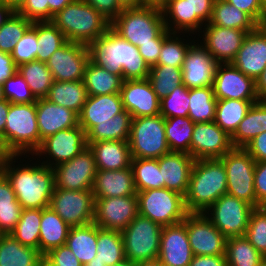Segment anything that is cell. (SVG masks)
Returning <instances> with one entry per match:
<instances>
[{
    "label": "cell",
    "instance_id": "6da1fadb",
    "mask_svg": "<svg viewBox=\"0 0 266 266\" xmlns=\"http://www.w3.org/2000/svg\"><path fill=\"white\" fill-rule=\"evenodd\" d=\"M0 171L10 181L22 209L49 207L55 190L53 168L42 164L33 155H13Z\"/></svg>",
    "mask_w": 266,
    "mask_h": 266
},
{
    "label": "cell",
    "instance_id": "7a4b0ae2",
    "mask_svg": "<svg viewBox=\"0 0 266 266\" xmlns=\"http://www.w3.org/2000/svg\"><path fill=\"white\" fill-rule=\"evenodd\" d=\"M90 60L120 75L123 80L147 79L150 67L138 47L124 40L112 28L88 45Z\"/></svg>",
    "mask_w": 266,
    "mask_h": 266
},
{
    "label": "cell",
    "instance_id": "3957f363",
    "mask_svg": "<svg viewBox=\"0 0 266 266\" xmlns=\"http://www.w3.org/2000/svg\"><path fill=\"white\" fill-rule=\"evenodd\" d=\"M227 194V174L220 159L195 160L184 204L188 213H203Z\"/></svg>",
    "mask_w": 266,
    "mask_h": 266
},
{
    "label": "cell",
    "instance_id": "277c9868",
    "mask_svg": "<svg viewBox=\"0 0 266 266\" xmlns=\"http://www.w3.org/2000/svg\"><path fill=\"white\" fill-rule=\"evenodd\" d=\"M51 22L67 41L89 45L111 28V21L85 0H74L58 11Z\"/></svg>",
    "mask_w": 266,
    "mask_h": 266
},
{
    "label": "cell",
    "instance_id": "5b68a950",
    "mask_svg": "<svg viewBox=\"0 0 266 266\" xmlns=\"http://www.w3.org/2000/svg\"><path fill=\"white\" fill-rule=\"evenodd\" d=\"M111 28L136 47L153 43L166 29L162 9L152 6L124 7Z\"/></svg>",
    "mask_w": 266,
    "mask_h": 266
},
{
    "label": "cell",
    "instance_id": "8992f818",
    "mask_svg": "<svg viewBox=\"0 0 266 266\" xmlns=\"http://www.w3.org/2000/svg\"><path fill=\"white\" fill-rule=\"evenodd\" d=\"M3 139L13 155H33L40 146L36 102L10 103Z\"/></svg>",
    "mask_w": 266,
    "mask_h": 266
},
{
    "label": "cell",
    "instance_id": "52a82bcc",
    "mask_svg": "<svg viewBox=\"0 0 266 266\" xmlns=\"http://www.w3.org/2000/svg\"><path fill=\"white\" fill-rule=\"evenodd\" d=\"M129 148L132 158L158 159L170 153L163 116H146L131 120Z\"/></svg>",
    "mask_w": 266,
    "mask_h": 266
},
{
    "label": "cell",
    "instance_id": "ba28073f",
    "mask_svg": "<svg viewBox=\"0 0 266 266\" xmlns=\"http://www.w3.org/2000/svg\"><path fill=\"white\" fill-rule=\"evenodd\" d=\"M162 226L138 214L121 231L125 257L134 263L158 259Z\"/></svg>",
    "mask_w": 266,
    "mask_h": 266
},
{
    "label": "cell",
    "instance_id": "9c48e42d",
    "mask_svg": "<svg viewBox=\"0 0 266 266\" xmlns=\"http://www.w3.org/2000/svg\"><path fill=\"white\" fill-rule=\"evenodd\" d=\"M215 0H167L162 14L165 28L171 33L197 35L212 15Z\"/></svg>",
    "mask_w": 266,
    "mask_h": 266
},
{
    "label": "cell",
    "instance_id": "30bf717a",
    "mask_svg": "<svg viewBox=\"0 0 266 266\" xmlns=\"http://www.w3.org/2000/svg\"><path fill=\"white\" fill-rule=\"evenodd\" d=\"M139 214L162 227L181 223L188 214L184 196L167 188L137 192Z\"/></svg>",
    "mask_w": 266,
    "mask_h": 266
},
{
    "label": "cell",
    "instance_id": "8fae6325",
    "mask_svg": "<svg viewBox=\"0 0 266 266\" xmlns=\"http://www.w3.org/2000/svg\"><path fill=\"white\" fill-rule=\"evenodd\" d=\"M227 174V194L244 200L253 207H262L254 188V158L244 148H233L220 158Z\"/></svg>",
    "mask_w": 266,
    "mask_h": 266
},
{
    "label": "cell",
    "instance_id": "7c38bea8",
    "mask_svg": "<svg viewBox=\"0 0 266 266\" xmlns=\"http://www.w3.org/2000/svg\"><path fill=\"white\" fill-rule=\"evenodd\" d=\"M255 207L229 194L222 195L204 215L228 239L244 236Z\"/></svg>",
    "mask_w": 266,
    "mask_h": 266
},
{
    "label": "cell",
    "instance_id": "4fadbf2b",
    "mask_svg": "<svg viewBox=\"0 0 266 266\" xmlns=\"http://www.w3.org/2000/svg\"><path fill=\"white\" fill-rule=\"evenodd\" d=\"M87 145L86 133L78 125L60 130L42 140L33 156L42 164L53 168L67 162L83 151ZM43 158V159H42Z\"/></svg>",
    "mask_w": 266,
    "mask_h": 266
},
{
    "label": "cell",
    "instance_id": "5bb4252c",
    "mask_svg": "<svg viewBox=\"0 0 266 266\" xmlns=\"http://www.w3.org/2000/svg\"><path fill=\"white\" fill-rule=\"evenodd\" d=\"M49 207L70 227L94 221L95 199L92 190L55 189Z\"/></svg>",
    "mask_w": 266,
    "mask_h": 266
},
{
    "label": "cell",
    "instance_id": "9a60e30c",
    "mask_svg": "<svg viewBox=\"0 0 266 266\" xmlns=\"http://www.w3.org/2000/svg\"><path fill=\"white\" fill-rule=\"evenodd\" d=\"M55 189L92 190L97 168L95 158L86 147L71 160L53 167Z\"/></svg>",
    "mask_w": 266,
    "mask_h": 266
},
{
    "label": "cell",
    "instance_id": "2e32d148",
    "mask_svg": "<svg viewBox=\"0 0 266 266\" xmlns=\"http://www.w3.org/2000/svg\"><path fill=\"white\" fill-rule=\"evenodd\" d=\"M90 60L87 45L67 41L46 61L54 81H78L84 79Z\"/></svg>",
    "mask_w": 266,
    "mask_h": 266
},
{
    "label": "cell",
    "instance_id": "e0dca14e",
    "mask_svg": "<svg viewBox=\"0 0 266 266\" xmlns=\"http://www.w3.org/2000/svg\"><path fill=\"white\" fill-rule=\"evenodd\" d=\"M182 222L194 255H225L227 238L203 213H188Z\"/></svg>",
    "mask_w": 266,
    "mask_h": 266
},
{
    "label": "cell",
    "instance_id": "ac0fdd59",
    "mask_svg": "<svg viewBox=\"0 0 266 266\" xmlns=\"http://www.w3.org/2000/svg\"><path fill=\"white\" fill-rule=\"evenodd\" d=\"M139 214L135 196L95 198L94 223L102 229L124 230Z\"/></svg>",
    "mask_w": 266,
    "mask_h": 266
},
{
    "label": "cell",
    "instance_id": "d6986e66",
    "mask_svg": "<svg viewBox=\"0 0 266 266\" xmlns=\"http://www.w3.org/2000/svg\"><path fill=\"white\" fill-rule=\"evenodd\" d=\"M246 34L244 30L204 25L196 38L218 64H227L234 60Z\"/></svg>",
    "mask_w": 266,
    "mask_h": 266
},
{
    "label": "cell",
    "instance_id": "ffe728a7",
    "mask_svg": "<svg viewBox=\"0 0 266 266\" xmlns=\"http://www.w3.org/2000/svg\"><path fill=\"white\" fill-rule=\"evenodd\" d=\"M233 148L231 136L215 122L195 123L190 145L195 160L220 159Z\"/></svg>",
    "mask_w": 266,
    "mask_h": 266
},
{
    "label": "cell",
    "instance_id": "44dd1931",
    "mask_svg": "<svg viewBox=\"0 0 266 266\" xmlns=\"http://www.w3.org/2000/svg\"><path fill=\"white\" fill-rule=\"evenodd\" d=\"M213 89L216 99L260 100L255 80L231 63L217 64Z\"/></svg>",
    "mask_w": 266,
    "mask_h": 266
},
{
    "label": "cell",
    "instance_id": "7402d4cb",
    "mask_svg": "<svg viewBox=\"0 0 266 266\" xmlns=\"http://www.w3.org/2000/svg\"><path fill=\"white\" fill-rule=\"evenodd\" d=\"M216 60L196 40L190 47L182 65V83L188 89L213 86Z\"/></svg>",
    "mask_w": 266,
    "mask_h": 266
},
{
    "label": "cell",
    "instance_id": "603a6c76",
    "mask_svg": "<svg viewBox=\"0 0 266 266\" xmlns=\"http://www.w3.org/2000/svg\"><path fill=\"white\" fill-rule=\"evenodd\" d=\"M120 94L132 119L160 114V99L148 79L123 80Z\"/></svg>",
    "mask_w": 266,
    "mask_h": 266
},
{
    "label": "cell",
    "instance_id": "cb8c5ba5",
    "mask_svg": "<svg viewBox=\"0 0 266 266\" xmlns=\"http://www.w3.org/2000/svg\"><path fill=\"white\" fill-rule=\"evenodd\" d=\"M231 64L256 81L266 68V29L263 26L246 34Z\"/></svg>",
    "mask_w": 266,
    "mask_h": 266
},
{
    "label": "cell",
    "instance_id": "d4e9b609",
    "mask_svg": "<svg viewBox=\"0 0 266 266\" xmlns=\"http://www.w3.org/2000/svg\"><path fill=\"white\" fill-rule=\"evenodd\" d=\"M192 252L183 222L162 228L158 260L166 266H188Z\"/></svg>",
    "mask_w": 266,
    "mask_h": 266
},
{
    "label": "cell",
    "instance_id": "484cf974",
    "mask_svg": "<svg viewBox=\"0 0 266 266\" xmlns=\"http://www.w3.org/2000/svg\"><path fill=\"white\" fill-rule=\"evenodd\" d=\"M195 159L184 152H170L158 158L162 175V188L185 196Z\"/></svg>",
    "mask_w": 266,
    "mask_h": 266
},
{
    "label": "cell",
    "instance_id": "4316f807",
    "mask_svg": "<svg viewBox=\"0 0 266 266\" xmlns=\"http://www.w3.org/2000/svg\"><path fill=\"white\" fill-rule=\"evenodd\" d=\"M36 118L40 136L42 140L57 133L60 130L73 128L79 125L77 113L61 105L49 102L45 98L36 100Z\"/></svg>",
    "mask_w": 266,
    "mask_h": 266
},
{
    "label": "cell",
    "instance_id": "83f0119b",
    "mask_svg": "<svg viewBox=\"0 0 266 266\" xmlns=\"http://www.w3.org/2000/svg\"><path fill=\"white\" fill-rule=\"evenodd\" d=\"M124 110L120 93L90 96L82 107L79 125L87 133L93 126L108 122L116 114Z\"/></svg>",
    "mask_w": 266,
    "mask_h": 266
},
{
    "label": "cell",
    "instance_id": "f1b7e54d",
    "mask_svg": "<svg viewBox=\"0 0 266 266\" xmlns=\"http://www.w3.org/2000/svg\"><path fill=\"white\" fill-rule=\"evenodd\" d=\"M92 192L95 198L135 196L137 194L132 168L97 170Z\"/></svg>",
    "mask_w": 266,
    "mask_h": 266
},
{
    "label": "cell",
    "instance_id": "f546056e",
    "mask_svg": "<svg viewBox=\"0 0 266 266\" xmlns=\"http://www.w3.org/2000/svg\"><path fill=\"white\" fill-rule=\"evenodd\" d=\"M92 151L97 170H122L131 167L128 141H98L87 144Z\"/></svg>",
    "mask_w": 266,
    "mask_h": 266
},
{
    "label": "cell",
    "instance_id": "4dcf8cb0",
    "mask_svg": "<svg viewBox=\"0 0 266 266\" xmlns=\"http://www.w3.org/2000/svg\"><path fill=\"white\" fill-rule=\"evenodd\" d=\"M39 250L19 243L10 234H0V266H41Z\"/></svg>",
    "mask_w": 266,
    "mask_h": 266
},
{
    "label": "cell",
    "instance_id": "1f68e13d",
    "mask_svg": "<svg viewBox=\"0 0 266 266\" xmlns=\"http://www.w3.org/2000/svg\"><path fill=\"white\" fill-rule=\"evenodd\" d=\"M70 226L50 207L42 209L39 251L44 256L50 250L66 245Z\"/></svg>",
    "mask_w": 266,
    "mask_h": 266
},
{
    "label": "cell",
    "instance_id": "d6a6232c",
    "mask_svg": "<svg viewBox=\"0 0 266 266\" xmlns=\"http://www.w3.org/2000/svg\"><path fill=\"white\" fill-rule=\"evenodd\" d=\"M87 98L88 93L83 80L53 81L48 95L45 97L49 102L70 109L78 115Z\"/></svg>",
    "mask_w": 266,
    "mask_h": 266
},
{
    "label": "cell",
    "instance_id": "836d02e7",
    "mask_svg": "<svg viewBox=\"0 0 266 266\" xmlns=\"http://www.w3.org/2000/svg\"><path fill=\"white\" fill-rule=\"evenodd\" d=\"M266 131V102H255L231 135L234 148H244L253 138Z\"/></svg>",
    "mask_w": 266,
    "mask_h": 266
},
{
    "label": "cell",
    "instance_id": "e575fe53",
    "mask_svg": "<svg viewBox=\"0 0 266 266\" xmlns=\"http://www.w3.org/2000/svg\"><path fill=\"white\" fill-rule=\"evenodd\" d=\"M98 226L92 222L87 225L70 227L66 245L77 259L85 265L97 253Z\"/></svg>",
    "mask_w": 266,
    "mask_h": 266
},
{
    "label": "cell",
    "instance_id": "d590c367",
    "mask_svg": "<svg viewBox=\"0 0 266 266\" xmlns=\"http://www.w3.org/2000/svg\"><path fill=\"white\" fill-rule=\"evenodd\" d=\"M205 25L239 29L247 33L254 31L259 26L247 13L226 0L214 1L211 19Z\"/></svg>",
    "mask_w": 266,
    "mask_h": 266
},
{
    "label": "cell",
    "instance_id": "8d00e7d4",
    "mask_svg": "<svg viewBox=\"0 0 266 266\" xmlns=\"http://www.w3.org/2000/svg\"><path fill=\"white\" fill-rule=\"evenodd\" d=\"M83 81L88 95L99 96L120 93L123 78L89 60Z\"/></svg>",
    "mask_w": 266,
    "mask_h": 266
},
{
    "label": "cell",
    "instance_id": "74e56055",
    "mask_svg": "<svg viewBox=\"0 0 266 266\" xmlns=\"http://www.w3.org/2000/svg\"><path fill=\"white\" fill-rule=\"evenodd\" d=\"M131 114L126 110L110 118L108 122L93 126L86 133L87 144L98 141H128L131 128Z\"/></svg>",
    "mask_w": 266,
    "mask_h": 266
},
{
    "label": "cell",
    "instance_id": "f35d334b",
    "mask_svg": "<svg viewBox=\"0 0 266 266\" xmlns=\"http://www.w3.org/2000/svg\"><path fill=\"white\" fill-rule=\"evenodd\" d=\"M257 101L259 100L217 99L214 122L231 136Z\"/></svg>",
    "mask_w": 266,
    "mask_h": 266
},
{
    "label": "cell",
    "instance_id": "ab89813d",
    "mask_svg": "<svg viewBox=\"0 0 266 266\" xmlns=\"http://www.w3.org/2000/svg\"><path fill=\"white\" fill-rule=\"evenodd\" d=\"M188 117L194 123L214 122L217 99L213 86L189 89Z\"/></svg>",
    "mask_w": 266,
    "mask_h": 266
},
{
    "label": "cell",
    "instance_id": "60d3db41",
    "mask_svg": "<svg viewBox=\"0 0 266 266\" xmlns=\"http://www.w3.org/2000/svg\"><path fill=\"white\" fill-rule=\"evenodd\" d=\"M197 40L189 33H171L162 44L156 65H171L182 68L189 47Z\"/></svg>",
    "mask_w": 266,
    "mask_h": 266
},
{
    "label": "cell",
    "instance_id": "b9f144b4",
    "mask_svg": "<svg viewBox=\"0 0 266 266\" xmlns=\"http://www.w3.org/2000/svg\"><path fill=\"white\" fill-rule=\"evenodd\" d=\"M194 125L189 117L165 118L166 141L171 152H184L190 155Z\"/></svg>",
    "mask_w": 266,
    "mask_h": 266
},
{
    "label": "cell",
    "instance_id": "7bdbcfd3",
    "mask_svg": "<svg viewBox=\"0 0 266 266\" xmlns=\"http://www.w3.org/2000/svg\"><path fill=\"white\" fill-rule=\"evenodd\" d=\"M17 71L27 82L36 99L45 98L48 95L54 80L45 62L38 60L27 62L19 65Z\"/></svg>",
    "mask_w": 266,
    "mask_h": 266
},
{
    "label": "cell",
    "instance_id": "ee69618b",
    "mask_svg": "<svg viewBox=\"0 0 266 266\" xmlns=\"http://www.w3.org/2000/svg\"><path fill=\"white\" fill-rule=\"evenodd\" d=\"M126 259L121 231L102 229L98 226L95 260L112 266Z\"/></svg>",
    "mask_w": 266,
    "mask_h": 266
},
{
    "label": "cell",
    "instance_id": "f6af8a7d",
    "mask_svg": "<svg viewBox=\"0 0 266 266\" xmlns=\"http://www.w3.org/2000/svg\"><path fill=\"white\" fill-rule=\"evenodd\" d=\"M42 209H22L20 220L10 232L19 243L39 250Z\"/></svg>",
    "mask_w": 266,
    "mask_h": 266
},
{
    "label": "cell",
    "instance_id": "bcb514c9",
    "mask_svg": "<svg viewBox=\"0 0 266 266\" xmlns=\"http://www.w3.org/2000/svg\"><path fill=\"white\" fill-rule=\"evenodd\" d=\"M225 257L228 266H259L265 258L244 236L226 240Z\"/></svg>",
    "mask_w": 266,
    "mask_h": 266
},
{
    "label": "cell",
    "instance_id": "7dc6e473",
    "mask_svg": "<svg viewBox=\"0 0 266 266\" xmlns=\"http://www.w3.org/2000/svg\"><path fill=\"white\" fill-rule=\"evenodd\" d=\"M37 56L36 60L45 62L66 42L64 34L51 21H36Z\"/></svg>",
    "mask_w": 266,
    "mask_h": 266
},
{
    "label": "cell",
    "instance_id": "c3c4849f",
    "mask_svg": "<svg viewBox=\"0 0 266 266\" xmlns=\"http://www.w3.org/2000/svg\"><path fill=\"white\" fill-rule=\"evenodd\" d=\"M131 168L136 192L162 188L158 159L132 158Z\"/></svg>",
    "mask_w": 266,
    "mask_h": 266
},
{
    "label": "cell",
    "instance_id": "681fc988",
    "mask_svg": "<svg viewBox=\"0 0 266 266\" xmlns=\"http://www.w3.org/2000/svg\"><path fill=\"white\" fill-rule=\"evenodd\" d=\"M153 91L161 100L182 85V69L171 65H153L147 78Z\"/></svg>",
    "mask_w": 266,
    "mask_h": 266
},
{
    "label": "cell",
    "instance_id": "f907efd6",
    "mask_svg": "<svg viewBox=\"0 0 266 266\" xmlns=\"http://www.w3.org/2000/svg\"><path fill=\"white\" fill-rule=\"evenodd\" d=\"M32 21L14 11L0 26V51L11 54Z\"/></svg>",
    "mask_w": 266,
    "mask_h": 266
},
{
    "label": "cell",
    "instance_id": "816d5d0a",
    "mask_svg": "<svg viewBox=\"0 0 266 266\" xmlns=\"http://www.w3.org/2000/svg\"><path fill=\"white\" fill-rule=\"evenodd\" d=\"M189 101V89L182 84L160 100V115L164 118L188 117Z\"/></svg>",
    "mask_w": 266,
    "mask_h": 266
},
{
    "label": "cell",
    "instance_id": "f5cc1de1",
    "mask_svg": "<svg viewBox=\"0 0 266 266\" xmlns=\"http://www.w3.org/2000/svg\"><path fill=\"white\" fill-rule=\"evenodd\" d=\"M244 237L266 258V209L254 208Z\"/></svg>",
    "mask_w": 266,
    "mask_h": 266
},
{
    "label": "cell",
    "instance_id": "db71d44e",
    "mask_svg": "<svg viewBox=\"0 0 266 266\" xmlns=\"http://www.w3.org/2000/svg\"><path fill=\"white\" fill-rule=\"evenodd\" d=\"M37 33L36 21L26 30L22 38L17 42L13 52L11 53L15 65L36 60L37 56Z\"/></svg>",
    "mask_w": 266,
    "mask_h": 266
},
{
    "label": "cell",
    "instance_id": "11a10c76",
    "mask_svg": "<svg viewBox=\"0 0 266 266\" xmlns=\"http://www.w3.org/2000/svg\"><path fill=\"white\" fill-rule=\"evenodd\" d=\"M3 95L10 103H33L37 100L18 71L4 82Z\"/></svg>",
    "mask_w": 266,
    "mask_h": 266
},
{
    "label": "cell",
    "instance_id": "9f6ffc18",
    "mask_svg": "<svg viewBox=\"0 0 266 266\" xmlns=\"http://www.w3.org/2000/svg\"><path fill=\"white\" fill-rule=\"evenodd\" d=\"M48 0H26L16 11L21 16L35 21H49Z\"/></svg>",
    "mask_w": 266,
    "mask_h": 266
},
{
    "label": "cell",
    "instance_id": "6f0895ef",
    "mask_svg": "<svg viewBox=\"0 0 266 266\" xmlns=\"http://www.w3.org/2000/svg\"><path fill=\"white\" fill-rule=\"evenodd\" d=\"M43 258L51 266H83L67 245L50 250Z\"/></svg>",
    "mask_w": 266,
    "mask_h": 266
},
{
    "label": "cell",
    "instance_id": "680465c9",
    "mask_svg": "<svg viewBox=\"0 0 266 266\" xmlns=\"http://www.w3.org/2000/svg\"><path fill=\"white\" fill-rule=\"evenodd\" d=\"M170 34L171 32L168 29H165L156 39H153V43H147L138 46L140 55L143 57L149 67L157 64L163 41Z\"/></svg>",
    "mask_w": 266,
    "mask_h": 266
},
{
    "label": "cell",
    "instance_id": "91938a15",
    "mask_svg": "<svg viewBox=\"0 0 266 266\" xmlns=\"http://www.w3.org/2000/svg\"><path fill=\"white\" fill-rule=\"evenodd\" d=\"M231 5L247 13L259 26H262L265 16L262 14L261 0H226Z\"/></svg>",
    "mask_w": 266,
    "mask_h": 266
},
{
    "label": "cell",
    "instance_id": "94428289",
    "mask_svg": "<svg viewBox=\"0 0 266 266\" xmlns=\"http://www.w3.org/2000/svg\"><path fill=\"white\" fill-rule=\"evenodd\" d=\"M254 188L257 202L266 204V161L255 162Z\"/></svg>",
    "mask_w": 266,
    "mask_h": 266
},
{
    "label": "cell",
    "instance_id": "6125c7cd",
    "mask_svg": "<svg viewBox=\"0 0 266 266\" xmlns=\"http://www.w3.org/2000/svg\"><path fill=\"white\" fill-rule=\"evenodd\" d=\"M5 208H22L16 199L10 181L0 171V209Z\"/></svg>",
    "mask_w": 266,
    "mask_h": 266
},
{
    "label": "cell",
    "instance_id": "be15d7a7",
    "mask_svg": "<svg viewBox=\"0 0 266 266\" xmlns=\"http://www.w3.org/2000/svg\"><path fill=\"white\" fill-rule=\"evenodd\" d=\"M111 22L122 12L124 7L118 0H85Z\"/></svg>",
    "mask_w": 266,
    "mask_h": 266
},
{
    "label": "cell",
    "instance_id": "e7e4bbea",
    "mask_svg": "<svg viewBox=\"0 0 266 266\" xmlns=\"http://www.w3.org/2000/svg\"><path fill=\"white\" fill-rule=\"evenodd\" d=\"M22 208L0 209V234H10L20 220Z\"/></svg>",
    "mask_w": 266,
    "mask_h": 266
},
{
    "label": "cell",
    "instance_id": "03108f58",
    "mask_svg": "<svg viewBox=\"0 0 266 266\" xmlns=\"http://www.w3.org/2000/svg\"><path fill=\"white\" fill-rule=\"evenodd\" d=\"M244 149L256 162L266 161V131L253 138Z\"/></svg>",
    "mask_w": 266,
    "mask_h": 266
},
{
    "label": "cell",
    "instance_id": "003e7915",
    "mask_svg": "<svg viewBox=\"0 0 266 266\" xmlns=\"http://www.w3.org/2000/svg\"><path fill=\"white\" fill-rule=\"evenodd\" d=\"M17 72V66L15 65L11 54L0 51V84L13 76Z\"/></svg>",
    "mask_w": 266,
    "mask_h": 266
},
{
    "label": "cell",
    "instance_id": "a7ac6f4b",
    "mask_svg": "<svg viewBox=\"0 0 266 266\" xmlns=\"http://www.w3.org/2000/svg\"><path fill=\"white\" fill-rule=\"evenodd\" d=\"M188 266H228L225 255H194Z\"/></svg>",
    "mask_w": 266,
    "mask_h": 266
},
{
    "label": "cell",
    "instance_id": "89a4df30",
    "mask_svg": "<svg viewBox=\"0 0 266 266\" xmlns=\"http://www.w3.org/2000/svg\"><path fill=\"white\" fill-rule=\"evenodd\" d=\"M74 0H48L49 5V21L52 20L53 16L60 10H62L66 5H69Z\"/></svg>",
    "mask_w": 266,
    "mask_h": 266
},
{
    "label": "cell",
    "instance_id": "2644e50d",
    "mask_svg": "<svg viewBox=\"0 0 266 266\" xmlns=\"http://www.w3.org/2000/svg\"><path fill=\"white\" fill-rule=\"evenodd\" d=\"M10 109V102L7 99L0 101V135L3 136L7 115Z\"/></svg>",
    "mask_w": 266,
    "mask_h": 266
},
{
    "label": "cell",
    "instance_id": "8c879c8a",
    "mask_svg": "<svg viewBox=\"0 0 266 266\" xmlns=\"http://www.w3.org/2000/svg\"><path fill=\"white\" fill-rule=\"evenodd\" d=\"M255 82L257 96L260 100H264L266 98V68L263 70V72Z\"/></svg>",
    "mask_w": 266,
    "mask_h": 266
},
{
    "label": "cell",
    "instance_id": "753ad0ef",
    "mask_svg": "<svg viewBox=\"0 0 266 266\" xmlns=\"http://www.w3.org/2000/svg\"><path fill=\"white\" fill-rule=\"evenodd\" d=\"M12 156V152L8 149L3 137L0 135V169Z\"/></svg>",
    "mask_w": 266,
    "mask_h": 266
},
{
    "label": "cell",
    "instance_id": "34e18365",
    "mask_svg": "<svg viewBox=\"0 0 266 266\" xmlns=\"http://www.w3.org/2000/svg\"><path fill=\"white\" fill-rule=\"evenodd\" d=\"M13 12L14 11L6 3L0 1V26Z\"/></svg>",
    "mask_w": 266,
    "mask_h": 266
},
{
    "label": "cell",
    "instance_id": "11e5206c",
    "mask_svg": "<svg viewBox=\"0 0 266 266\" xmlns=\"http://www.w3.org/2000/svg\"><path fill=\"white\" fill-rule=\"evenodd\" d=\"M167 0H140V6H152L162 8Z\"/></svg>",
    "mask_w": 266,
    "mask_h": 266
},
{
    "label": "cell",
    "instance_id": "2a66077c",
    "mask_svg": "<svg viewBox=\"0 0 266 266\" xmlns=\"http://www.w3.org/2000/svg\"><path fill=\"white\" fill-rule=\"evenodd\" d=\"M6 3L13 11H17L26 0H0Z\"/></svg>",
    "mask_w": 266,
    "mask_h": 266
},
{
    "label": "cell",
    "instance_id": "b9fcfbb0",
    "mask_svg": "<svg viewBox=\"0 0 266 266\" xmlns=\"http://www.w3.org/2000/svg\"><path fill=\"white\" fill-rule=\"evenodd\" d=\"M123 7H140V0H118Z\"/></svg>",
    "mask_w": 266,
    "mask_h": 266
},
{
    "label": "cell",
    "instance_id": "09005b40",
    "mask_svg": "<svg viewBox=\"0 0 266 266\" xmlns=\"http://www.w3.org/2000/svg\"><path fill=\"white\" fill-rule=\"evenodd\" d=\"M136 266H160V261L158 259H155L145 262H139L136 263Z\"/></svg>",
    "mask_w": 266,
    "mask_h": 266
},
{
    "label": "cell",
    "instance_id": "979ff035",
    "mask_svg": "<svg viewBox=\"0 0 266 266\" xmlns=\"http://www.w3.org/2000/svg\"><path fill=\"white\" fill-rule=\"evenodd\" d=\"M112 266H136V263L134 262H131L130 260H128L127 258L122 260L121 262L119 263H116Z\"/></svg>",
    "mask_w": 266,
    "mask_h": 266
},
{
    "label": "cell",
    "instance_id": "deb4b68c",
    "mask_svg": "<svg viewBox=\"0 0 266 266\" xmlns=\"http://www.w3.org/2000/svg\"><path fill=\"white\" fill-rule=\"evenodd\" d=\"M83 266H106L105 263H101L99 260H95V257Z\"/></svg>",
    "mask_w": 266,
    "mask_h": 266
},
{
    "label": "cell",
    "instance_id": "67dfc351",
    "mask_svg": "<svg viewBox=\"0 0 266 266\" xmlns=\"http://www.w3.org/2000/svg\"><path fill=\"white\" fill-rule=\"evenodd\" d=\"M262 14L266 16V0H261Z\"/></svg>",
    "mask_w": 266,
    "mask_h": 266
},
{
    "label": "cell",
    "instance_id": "b62a3aed",
    "mask_svg": "<svg viewBox=\"0 0 266 266\" xmlns=\"http://www.w3.org/2000/svg\"><path fill=\"white\" fill-rule=\"evenodd\" d=\"M3 99H5L4 95H3V85L0 84V101L3 100Z\"/></svg>",
    "mask_w": 266,
    "mask_h": 266
},
{
    "label": "cell",
    "instance_id": "603ad722",
    "mask_svg": "<svg viewBox=\"0 0 266 266\" xmlns=\"http://www.w3.org/2000/svg\"><path fill=\"white\" fill-rule=\"evenodd\" d=\"M41 266H51V265L43 258Z\"/></svg>",
    "mask_w": 266,
    "mask_h": 266
},
{
    "label": "cell",
    "instance_id": "5803f987",
    "mask_svg": "<svg viewBox=\"0 0 266 266\" xmlns=\"http://www.w3.org/2000/svg\"><path fill=\"white\" fill-rule=\"evenodd\" d=\"M259 266H266V258L263 259V261L259 264Z\"/></svg>",
    "mask_w": 266,
    "mask_h": 266
}]
</instances>
